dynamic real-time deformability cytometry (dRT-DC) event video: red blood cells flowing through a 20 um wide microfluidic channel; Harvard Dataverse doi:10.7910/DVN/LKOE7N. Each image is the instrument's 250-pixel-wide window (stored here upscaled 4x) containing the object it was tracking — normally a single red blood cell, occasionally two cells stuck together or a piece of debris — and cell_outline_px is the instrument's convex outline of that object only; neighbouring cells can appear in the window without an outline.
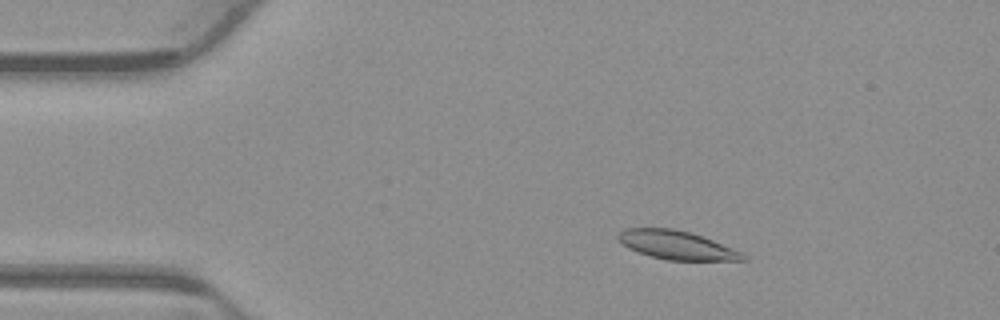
{"species": "common noctule bat (a hibernating species)", "species_latin": "Nyctalus noctula", "temperature_condition": "warm", "stored_images_in_passage": 52, "camera_frame_rate_fps": 3000, "um_per_image_px": 0.085, "animal": {"sex": "male", "body_mass_g": 23.1, "forearm_length_mm": 52.7}, "frame": {"image": 1, "passage_image": 8, "time_ms": 2.333, "image_size_px": [1000, 320], "cell_outline_px": [[748, 260], [668, 260], [652, 256], [628, 248], [616, 240], [616, 236], [624, 228], [672, 228], [692, 232], [704, 236], [732, 248], [748, 256]], "centroid_in_image_um": [57.51, 20.82], "position_along_channel_um": 27.5, "area_um2": 20.87}}
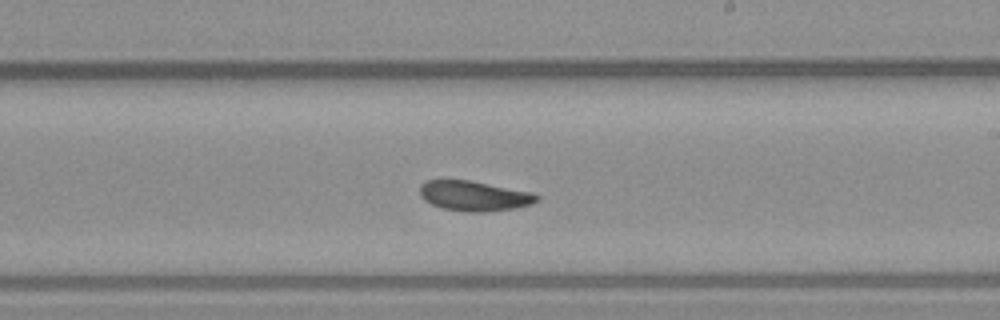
{"frame": {"image": 2, "passage_image": 30, "time_ms": 9.667, "image_size_px": [1000, 320], "cell_outline_px": [[540, 200], [532, 204], [516, 208], [484, 212], [464, 212], [444, 208], [432, 204], [424, 200], [420, 196], [420, 184], [424, 180], [468, 180], [532, 192], [540, 196]], "centroid_in_image_um": [40.31, 16.65], "position_along_channel_um": 248.7, "area_um2": 20.58}}
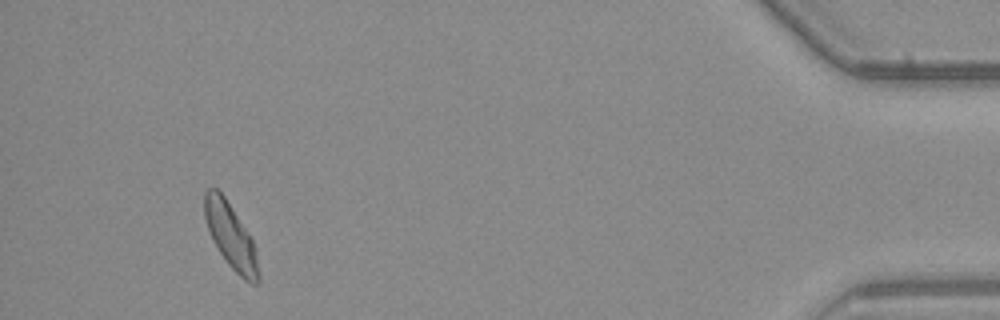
{"frame": {"image": 3, "passage_image": 49, "time_ms": 16.0, "image_size_px": [1000, 320], "cell_outline_px": [[260, 280], [256, 284], [252, 284], [244, 280], [228, 264], [212, 240], [204, 216], [204, 192], [208, 188], [216, 188], [224, 196], [252, 240], [256, 252], [260, 276]], "centroid_in_image_um": [19.61, 20.09], "position_along_channel_um": 415.6, "area_um2": 20.11}, "authors_computed_cell_mechanics": {"area_um2": 20.7791, "velocity_mm_per_s": 3.8275, "shape_relaxation_time_tau1_ms": null, "shape_relaxation_time_tau2_ms": 3.3842, "deformation_change_tau1": null, "deformation_change_tau2": 0.0883}}